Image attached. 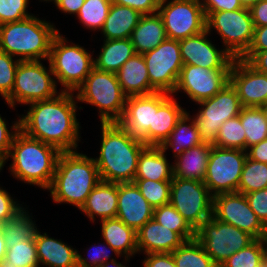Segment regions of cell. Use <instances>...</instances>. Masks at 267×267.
I'll return each mask as SVG.
<instances>
[{
  "mask_svg": "<svg viewBox=\"0 0 267 267\" xmlns=\"http://www.w3.org/2000/svg\"><path fill=\"white\" fill-rule=\"evenodd\" d=\"M204 13L234 11L243 8L239 0H200Z\"/></svg>",
  "mask_w": 267,
  "mask_h": 267,
  "instance_id": "cell-51",
  "label": "cell"
},
{
  "mask_svg": "<svg viewBox=\"0 0 267 267\" xmlns=\"http://www.w3.org/2000/svg\"><path fill=\"white\" fill-rule=\"evenodd\" d=\"M212 145L202 143L183 151L175 158L173 176L183 179L204 181Z\"/></svg>",
  "mask_w": 267,
  "mask_h": 267,
  "instance_id": "cell-29",
  "label": "cell"
},
{
  "mask_svg": "<svg viewBox=\"0 0 267 267\" xmlns=\"http://www.w3.org/2000/svg\"><path fill=\"white\" fill-rule=\"evenodd\" d=\"M195 238L218 267L231 255L255 240L249 233L221 222L213 216L196 229Z\"/></svg>",
  "mask_w": 267,
  "mask_h": 267,
  "instance_id": "cell-11",
  "label": "cell"
},
{
  "mask_svg": "<svg viewBox=\"0 0 267 267\" xmlns=\"http://www.w3.org/2000/svg\"><path fill=\"white\" fill-rule=\"evenodd\" d=\"M246 158L245 150L211 147L203 182L213 197L237 192Z\"/></svg>",
  "mask_w": 267,
  "mask_h": 267,
  "instance_id": "cell-12",
  "label": "cell"
},
{
  "mask_svg": "<svg viewBox=\"0 0 267 267\" xmlns=\"http://www.w3.org/2000/svg\"><path fill=\"white\" fill-rule=\"evenodd\" d=\"M4 160L0 157V171L3 170Z\"/></svg>",
  "mask_w": 267,
  "mask_h": 267,
  "instance_id": "cell-63",
  "label": "cell"
},
{
  "mask_svg": "<svg viewBox=\"0 0 267 267\" xmlns=\"http://www.w3.org/2000/svg\"><path fill=\"white\" fill-rule=\"evenodd\" d=\"M39 264L48 267H78L77 251L61 240L41 234L38 230L35 237Z\"/></svg>",
  "mask_w": 267,
  "mask_h": 267,
  "instance_id": "cell-26",
  "label": "cell"
},
{
  "mask_svg": "<svg viewBox=\"0 0 267 267\" xmlns=\"http://www.w3.org/2000/svg\"><path fill=\"white\" fill-rule=\"evenodd\" d=\"M154 93L127 97L122 118L118 124L131 136L149 146V127H153Z\"/></svg>",
  "mask_w": 267,
  "mask_h": 267,
  "instance_id": "cell-20",
  "label": "cell"
},
{
  "mask_svg": "<svg viewBox=\"0 0 267 267\" xmlns=\"http://www.w3.org/2000/svg\"><path fill=\"white\" fill-rule=\"evenodd\" d=\"M20 60L0 50V95L7 99L13 90L15 73Z\"/></svg>",
  "mask_w": 267,
  "mask_h": 267,
  "instance_id": "cell-44",
  "label": "cell"
},
{
  "mask_svg": "<svg viewBox=\"0 0 267 267\" xmlns=\"http://www.w3.org/2000/svg\"><path fill=\"white\" fill-rule=\"evenodd\" d=\"M111 5V0H85L76 16L87 29L100 31L105 24Z\"/></svg>",
  "mask_w": 267,
  "mask_h": 267,
  "instance_id": "cell-41",
  "label": "cell"
},
{
  "mask_svg": "<svg viewBox=\"0 0 267 267\" xmlns=\"http://www.w3.org/2000/svg\"><path fill=\"white\" fill-rule=\"evenodd\" d=\"M100 181L93 158L77 151L61 152L48 190L55 203L72 204L80 210Z\"/></svg>",
  "mask_w": 267,
  "mask_h": 267,
  "instance_id": "cell-3",
  "label": "cell"
},
{
  "mask_svg": "<svg viewBox=\"0 0 267 267\" xmlns=\"http://www.w3.org/2000/svg\"><path fill=\"white\" fill-rule=\"evenodd\" d=\"M118 206V183L100 181L88 195L80 211L93 223L96 216L100 220L116 218Z\"/></svg>",
  "mask_w": 267,
  "mask_h": 267,
  "instance_id": "cell-24",
  "label": "cell"
},
{
  "mask_svg": "<svg viewBox=\"0 0 267 267\" xmlns=\"http://www.w3.org/2000/svg\"><path fill=\"white\" fill-rule=\"evenodd\" d=\"M28 213V210L23 208L13 218L3 222L2 232L5 237L6 248L11 243L35 239L38 229L35 221L31 219L32 216Z\"/></svg>",
  "mask_w": 267,
  "mask_h": 267,
  "instance_id": "cell-34",
  "label": "cell"
},
{
  "mask_svg": "<svg viewBox=\"0 0 267 267\" xmlns=\"http://www.w3.org/2000/svg\"><path fill=\"white\" fill-rule=\"evenodd\" d=\"M150 85L157 92L174 94L183 67L178 40L167 38L155 49L143 54Z\"/></svg>",
  "mask_w": 267,
  "mask_h": 267,
  "instance_id": "cell-15",
  "label": "cell"
},
{
  "mask_svg": "<svg viewBox=\"0 0 267 267\" xmlns=\"http://www.w3.org/2000/svg\"><path fill=\"white\" fill-rule=\"evenodd\" d=\"M185 111L172 94L154 92V119L153 127H149V146H160Z\"/></svg>",
  "mask_w": 267,
  "mask_h": 267,
  "instance_id": "cell-22",
  "label": "cell"
},
{
  "mask_svg": "<svg viewBox=\"0 0 267 267\" xmlns=\"http://www.w3.org/2000/svg\"><path fill=\"white\" fill-rule=\"evenodd\" d=\"M172 256L176 267H218L196 238L185 241Z\"/></svg>",
  "mask_w": 267,
  "mask_h": 267,
  "instance_id": "cell-35",
  "label": "cell"
},
{
  "mask_svg": "<svg viewBox=\"0 0 267 267\" xmlns=\"http://www.w3.org/2000/svg\"><path fill=\"white\" fill-rule=\"evenodd\" d=\"M75 99L74 92L61 91L55 98L27 104L29 111L19 116V130L60 152L77 151L81 127L76 118Z\"/></svg>",
  "mask_w": 267,
  "mask_h": 267,
  "instance_id": "cell-1",
  "label": "cell"
},
{
  "mask_svg": "<svg viewBox=\"0 0 267 267\" xmlns=\"http://www.w3.org/2000/svg\"><path fill=\"white\" fill-rule=\"evenodd\" d=\"M124 94L129 96L148 95L157 92L151 85L143 54H135L116 73Z\"/></svg>",
  "mask_w": 267,
  "mask_h": 267,
  "instance_id": "cell-25",
  "label": "cell"
},
{
  "mask_svg": "<svg viewBox=\"0 0 267 267\" xmlns=\"http://www.w3.org/2000/svg\"><path fill=\"white\" fill-rule=\"evenodd\" d=\"M22 207L11 195L2 187H0V221L5 222L8 219L13 218Z\"/></svg>",
  "mask_w": 267,
  "mask_h": 267,
  "instance_id": "cell-49",
  "label": "cell"
},
{
  "mask_svg": "<svg viewBox=\"0 0 267 267\" xmlns=\"http://www.w3.org/2000/svg\"><path fill=\"white\" fill-rule=\"evenodd\" d=\"M266 257L264 238L255 239L247 247L231 255L220 267H258Z\"/></svg>",
  "mask_w": 267,
  "mask_h": 267,
  "instance_id": "cell-40",
  "label": "cell"
},
{
  "mask_svg": "<svg viewBox=\"0 0 267 267\" xmlns=\"http://www.w3.org/2000/svg\"><path fill=\"white\" fill-rule=\"evenodd\" d=\"M243 8L251 9L260 0H239Z\"/></svg>",
  "mask_w": 267,
  "mask_h": 267,
  "instance_id": "cell-60",
  "label": "cell"
},
{
  "mask_svg": "<svg viewBox=\"0 0 267 267\" xmlns=\"http://www.w3.org/2000/svg\"><path fill=\"white\" fill-rule=\"evenodd\" d=\"M104 245H100V246H93V252L91 253L90 251L87 250V254L90 255V259L87 258H83L82 255L79 253V251H77V266L78 267H100L103 263L109 261L110 259V254H108V250L107 248H109V250H111L112 252H114V254L117 257H120L121 255L112 247H110L106 242H104ZM108 246V247H107ZM92 247L89 248V250Z\"/></svg>",
  "mask_w": 267,
  "mask_h": 267,
  "instance_id": "cell-46",
  "label": "cell"
},
{
  "mask_svg": "<svg viewBox=\"0 0 267 267\" xmlns=\"http://www.w3.org/2000/svg\"><path fill=\"white\" fill-rule=\"evenodd\" d=\"M53 76L50 63L46 69L41 60L20 61L12 93L5 101L15 108L16 103L27 105L55 98L59 93Z\"/></svg>",
  "mask_w": 267,
  "mask_h": 267,
  "instance_id": "cell-8",
  "label": "cell"
},
{
  "mask_svg": "<svg viewBox=\"0 0 267 267\" xmlns=\"http://www.w3.org/2000/svg\"><path fill=\"white\" fill-rule=\"evenodd\" d=\"M133 182L153 208L170 203L171 181L134 179Z\"/></svg>",
  "mask_w": 267,
  "mask_h": 267,
  "instance_id": "cell-43",
  "label": "cell"
},
{
  "mask_svg": "<svg viewBox=\"0 0 267 267\" xmlns=\"http://www.w3.org/2000/svg\"><path fill=\"white\" fill-rule=\"evenodd\" d=\"M18 131L19 119L13 123L11 130H8L6 119H3L0 115V157L4 160V163H6L13 138Z\"/></svg>",
  "mask_w": 267,
  "mask_h": 267,
  "instance_id": "cell-48",
  "label": "cell"
},
{
  "mask_svg": "<svg viewBox=\"0 0 267 267\" xmlns=\"http://www.w3.org/2000/svg\"><path fill=\"white\" fill-rule=\"evenodd\" d=\"M100 124V154L98 158H93L100 179L112 183L133 182L139 155L147 145L141 139L131 136L118 122Z\"/></svg>",
  "mask_w": 267,
  "mask_h": 267,
  "instance_id": "cell-2",
  "label": "cell"
},
{
  "mask_svg": "<svg viewBox=\"0 0 267 267\" xmlns=\"http://www.w3.org/2000/svg\"><path fill=\"white\" fill-rule=\"evenodd\" d=\"M160 146H146L139 155L135 179L172 181L173 164Z\"/></svg>",
  "mask_w": 267,
  "mask_h": 267,
  "instance_id": "cell-30",
  "label": "cell"
},
{
  "mask_svg": "<svg viewBox=\"0 0 267 267\" xmlns=\"http://www.w3.org/2000/svg\"><path fill=\"white\" fill-rule=\"evenodd\" d=\"M256 71L267 74V50L265 51H247L242 57Z\"/></svg>",
  "mask_w": 267,
  "mask_h": 267,
  "instance_id": "cell-52",
  "label": "cell"
},
{
  "mask_svg": "<svg viewBox=\"0 0 267 267\" xmlns=\"http://www.w3.org/2000/svg\"><path fill=\"white\" fill-rule=\"evenodd\" d=\"M144 267H176L172 253L145 254Z\"/></svg>",
  "mask_w": 267,
  "mask_h": 267,
  "instance_id": "cell-53",
  "label": "cell"
},
{
  "mask_svg": "<svg viewBox=\"0 0 267 267\" xmlns=\"http://www.w3.org/2000/svg\"><path fill=\"white\" fill-rule=\"evenodd\" d=\"M250 12L254 28L267 26V0H260L250 9Z\"/></svg>",
  "mask_w": 267,
  "mask_h": 267,
  "instance_id": "cell-54",
  "label": "cell"
},
{
  "mask_svg": "<svg viewBox=\"0 0 267 267\" xmlns=\"http://www.w3.org/2000/svg\"><path fill=\"white\" fill-rule=\"evenodd\" d=\"M246 152L249 159L267 164V139L249 147Z\"/></svg>",
  "mask_w": 267,
  "mask_h": 267,
  "instance_id": "cell-56",
  "label": "cell"
},
{
  "mask_svg": "<svg viewBox=\"0 0 267 267\" xmlns=\"http://www.w3.org/2000/svg\"><path fill=\"white\" fill-rule=\"evenodd\" d=\"M206 29H216L223 40L225 50L234 58H241L250 48L254 37V24L250 9L208 12Z\"/></svg>",
  "mask_w": 267,
  "mask_h": 267,
  "instance_id": "cell-10",
  "label": "cell"
},
{
  "mask_svg": "<svg viewBox=\"0 0 267 267\" xmlns=\"http://www.w3.org/2000/svg\"><path fill=\"white\" fill-rule=\"evenodd\" d=\"M249 207L267 226V188L245 194Z\"/></svg>",
  "mask_w": 267,
  "mask_h": 267,
  "instance_id": "cell-47",
  "label": "cell"
},
{
  "mask_svg": "<svg viewBox=\"0 0 267 267\" xmlns=\"http://www.w3.org/2000/svg\"><path fill=\"white\" fill-rule=\"evenodd\" d=\"M267 50V26L255 27L254 37L248 51Z\"/></svg>",
  "mask_w": 267,
  "mask_h": 267,
  "instance_id": "cell-55",
  "label": "cell"
},
{
  "mask_svg": "<svg viewBox=\"0 0 267 267\" xmlns=\"http://www.w3.org/2000/svg\"><path fill=\"white\" fill-rule=\"evenodd\" d=\"M103 43L99 55L94 58V67L98 70L117 73L136 54L130 38L104 39Z\"/></svg>",
  "mask_w": 267,
  "mask_h": 267,
  "instance_id": "cell-32",
  "label": "cell"
},
{
  "mask_svg": "<svg viewBox=\"0 0 267 267\" xmlns=\"http://www.w3.org/2000/svg\"><path fill=\"white\" fill-rule=\"evenodd\" d=\"M60 153L56 147L31 138L19 130L13 138L6 160L12 158L9 172L14 178L48 190Z\"/></svg>",
  "mask_w": 267,
  "mask_h": 267,
  "instance_id": "cell-4",
  "label": "cell"
},
{
  "mask_svg": "<svg viewBox=\"0 0 267 267\" xmlns=\"http://www.w3.org/2000/svg\"><path fill=\"white\" fill-rule=\"evenodd\" d=\"M153 219L160 225L178 233L185 241L195 239L196 230L183 218L171 203L154 208Z\"/></svg>",
  "mask_w": 267,
  "mask_h": 267,
  "instance_id": "cell-38",
  "label": "cell"
},
{
  "mask_svg": "<svg viewBox=\"0 0 267 267\" xmlns=\"http://www.w3.org/2000/svg\"><path fill=\"white\" fill-rule=\"evenodd\" d=\"M239 117L246 134V150L267 139V122L259 107H243Z\"/></svg>",
  "mask_w": 267,
  "mask_h": 267,
  "instance_id": "cell-37",
  "label": "cell"
},
{
  "mask_svg": "<svg viewBox=\"0 0 267 267\" xmlns=\"http://www.w3.org/2000/svg\"><path fill=\"white\" fill-rule=\"evenodd\" d=\"M264 188H267V164L247 157L237 192L247 194Z\"/></svg>",
  "mask_w": 267,
  "mask_h": 267,
  "instance_id": "cell-39",
  "label": "cell"
},
{
  "mask_svg": "<svg viewBox=\"0 0 267 267\" xmlns=\"http://www.w3.org/2000/svg\"><path fill=\"white\" fill-rule=\"evenodd\" d=\"M3 222L0 221V232L2 231Z\"/></svg>",
  "mask_w": 267,
  "mask_h": 267,
  "instance_id": "cell-65",
  "label": "cell"
},
{
  "mask_svg": "<svg viewBox=\"0 0 267 267\" xmlns=\"http://www.w3.org/2000/svg\"><path fill=\"white\" fill-rule=\"evenodd\" d=\"M138 254L172 253L185 240L176 232L150 219L136 231Z\"/></svg>",
  "mask_w": 267,
  "mask_h": 267,
  "instance_id": "cell-23",
  "label": "cell"
},
{
  "mask_svg": "<svg viewBox=\"0 0 267 267\" xmlns=\"http://www.w3.org/2000/svg\"><path fill=\"white\" fill-rule=\"evenodd\" d=\"M212 216L249 233L255 239L265 237L266 226L249 207L245 194L233 192L215 195Z\"/></svg>",
  "mask_w": 267,
  "mask_h": 267,
  "instance_id": "cell-16",
  "label": "cell"
},
{
  "mask_svg": "<svg viewBox=\"0 0 267 267\" xmlns=\"http://www.w3.org/2000/svg\"><path fill=\"white\" fill-rule=\"evenodd\" d=\"M208 34L211 33L206 29L198 35L179 40L183 64L208 69H230L234 57L225 49L215 47L208 39Z\"/></svg>",
  "mask_w": 267,
  "mask_h": 267,
  "instance_id": "cell-18",
  "label": "cell"
},
{
  "mask_svg": "<svg viewBox=\"0 0 267 267\" xmlns=\"http://www.w3.org/2000/svg\"><path fill=\"white\" fill-rule=\"evenodd\" d=\"M41 1H44V2H45V1H46V2H48V1L52 2V1H53V2H55L56 0H41Z\"/></svg>",
  "mask_w": 267,
  "mask_h": 267,
  "instance_id": "cell-66",
  "label": "cell"
},
{
  "mask_svg": "<svg viewBox=\"0 0 267 267\" xmlns=\"http://www.w3.org/2000/svg\"><path fill=\"white\" fill-rule=\"evenodd\" d=\"M100 267H126V265L116 262L115 258H112L109 261L103 263Z\"/></svg>",
  "mask_w": 267,
  "mask_h": 267,
  "instance_id": "cell-59",
  "label": "cell"
},
{
  "mask_svg": "<svg viewBox=\"0 0 267 267\" xmlns=\"http://www.w3.org/2000/svg\"><path fill=\"white\" fill-rule=\"evenodd\" d=\"M28 4L29 0H0V25L31 17Z\"/></svg>",
  "mask_w": 267,
  "mask_h": 267,
  "instance_id": "cell-45",
  "label": "cell"
},
{
  "mask_svg": "<svg viewBox=\"0 0 267 267\" xmlns=\"http://www.w3.org/2000/svg\"><path fill=\"white\" fill-rule=\"evenodd\" d=\"M229 72L184 64L174 93L183 91L196 103L211 98L229 83Z\"/></svg>",
  "mask_w": 267,
  "mask_h": 267,
  "instance_id": "cell-17",
  "label": "cell"
},
{
  "mask_svg": "<svg viewBox=\"0 0 267 267\" xmlns=\"http://www.w3.org/2000/svg\"><path fill=\"white\" fill-rule=\"evenodd\" d=\"M170 203L195 230L212 217L213 196L203 181L173 177Z\"/></svg>",
  "mask_w": 267,
  "mask_h": 267,
  "instance_id": "cell-13",
  "label": "cell"
},
{
  "mask_svg": "<svg viewBox=\"0 0 267 267\" xmlns=\"http://www.w3.org/2000/svg\"><path fill=\"white\" fill-rule=\"evenodd\" d=\"M142 14L128 6L112 3L101 33L106 40L130 38Z\"/></svg>",
  "mask_w": 267,
  "mask_h": 267,
  "instance_id": "cell-31",
  "label": "cell"
},
{
  "mask_svg": "<svg viewBox=\"0 0 267 267\" xmlns=\"http://www.w3.org/2000/svg\"><path fill=\"white\" fill-rule=\"evenodd\" d=\"M84 2L85 0H56L54 3L57 9L64 13L77 15Z\"/></svg>",
  "mask_w": 267,
  "mask_h": 267,
  "instance_id": "cell-57",
  "label": "cell"
},
{
  "mask_svg": "<svg viewBox=\"0 0 267 267\" xmlns=\"http://www.w3.org/2000/svg\"><path fill=\"white\" fill-rule=\"evenodd\" d=\"M6 243H5V237L3 235V232H0V261L5 257L6 255Z\"/></svg>",
  "mask_w": 267,
  "mask_h": 267,
  "instance_id": "cell-58",
  "label": "cell"
},
{
  "mask_svg": "<svg viewBox=\"0 0 267 267\" xmlns=\"http://www.w3.org/2000/svg\"><path fill=\"white\" fill-rule=\"evenodd\" d=\"M259 108L261 109V111H262V113H263V115H264V118H265V120H266V122H267V103L264 104V105H262V106L259 107Z\"/></svg>",
  "mask_w": 267,
  "mask_h": 267,
  "instance_id": "cell-61",
  "label": "cell"
},
{
  "mask_svg": "<svg viewBox=\"0 0 267 267\" xmlns=\"http://www.w3.org/2000/svg\"><path fill=\"white\" fill-rule=\"evenodd\" d=\"M58 32L53 24L34 15L5 23L0 25V50L12 57L19 56L20 61L48 60Z\"/></svg>",
  "mask_w": 267,
  "mask_h": 267,
  "instance_id": "cell-5",
  "label": "cell"
},
{
  "mask_svg": "<svg viewBox=\"0 0 267 267\" xmlns=\"http://www.w3.org/2000/svg\"><path fill=\"white\" fill-rule=\"evenodd\" d=\"M76 92L77 102L97 107L101 123L118 122L122 118L127 96L116 73L94 67Z\"/></svg>",
  "mask_w": 267,
  "mask_h": 267,
  "instance_id": "cell-6",
  "label": "cell"
},
{
  "mask_svg": "<svg viewBox=\"0 0 267 267\" xmlns=\"http://www.w3.org/2000/svg\"><path fill=\"white\" fill-rule=\"evenodd\" d=\"M102 238L110 247L115 249L125 261L138 253L136 231L118 218L101 221Z\"/></svg>",
  "mask_w": 267,
  "mask_h": 267,
  "instance_id": "cell-28",
  "label": "cell"
},
{
  "mask_svg": "<svg viewBox=\"0 0 267 267\" xmlns=\"http://www.w3.org/2000/svg\"><path fill=\"white\" fill-rule=\"evenodd\" d=\"M229 82L236 89L243 107H261L267 103V74L256 71L241 58H234Z\"/></svg>",
  "mask_w": 267,
  "mask_h": 267,
  "instance_id": "cell-19",
  "label": "cell"
},
{
  "mask_svg": "<svg viewBox=\"0 0 267 267\" xmlns=\"http://www.w3.org/2000/svg\"><path fill=\"white\" fill-rule=\"evenodd\" d=\"M153 209L134 182L118 183L116 218L138 231L153 218Z\"/></svg>",
  "mask_w": 267,
  "mask_h": 267,
  "instance_id": "cell-21",
  "label": "cell"
},
{
  "mask_svg": "<svg viewBox=\"0 0 267 267\" xmlns=\"http://www.w3.org/2000/svg\"><path fill=\"white\" fill-rule=\"evenodd\" d=\"M202 143L193 117L190 116L189 112L185 111L178 119L176 126L170 133L169 137L160 145V147L165 153L168 148H171L174 153L173 157L176 158L183 151L199 146Z\"/></svg>",
  "mask_w": 267,
  "mask_h": 267,
  "instance_id": "cell-33",
  "label": "cell"
},
{
  "mask_svg": "<svg viewBox=\"0 0 267 267\" xmlns=\"http://www.w3.org/2000/svg\"><path fill=\"white\" fill-rule=\"evenodd\" d=\"M213 146L246 151V134L239 116L226 120L221 125Z\"/></svg>",
  "mask_w": 267,
  "mask_h": 267,
  "instance_id": "cell-42",
  "label": "cell"
},
{
  "mask_svg": "<svg viewBox=\"0 0 267 267\" xmlns=\"http://www.w3.org/2000/svg\"><path fill=\"white\" fill-rule=\"evenodd\" d=\"M114 4L128 6L142 15L158 13L160 0H111Z\"/></svg>",
  "mask_w": 267,
  "mask_h": 267,
  "instance_id": "cell-50",
  "label": "cell"
},
{
  "mask_svg": "<svg viewBox=\"0 0 267 267\" xmlns=\"http://www.w3.org/2000/svg\"><path fill=\"white\" fill-rule=\"evenodd\" d=\"M59 32L54 36L48 63L63 92H75L94 68L93 53L78 44L69 45Z\"/></svg>",
  "mask_w": 267,
  "mask_h": 267,
  "instance_id": "cell-7",
  "label": "cell"
},
{
  "mask_svg": "<svg viewBox=\"0 0 267 267\" xmlns=\"http://www.w3.org/2000/svg\"><path fill=\"white\" fill-rule=\"evenodd\" d=\"M200 110L193 117L203 143L214 145L221 125L239 116L243 108L236 89L227 83L213 97L197 102Z\"/></svg>",
  "mask_w": 267,
  "mask_h": 267,
  "instance_id": "cell-9",
  "label": "cell"
},
{
  "mask_svg": "<svg viewBox=\"0 0 267 267\" xmlns=\"http://www.w3.org/2000/svg\"><path fill=\"white\" fill-rule=\"evenodd\" d=\"M35 239L11 243L0 267H39Z\"/></svg>",
  "mask_w": 267,
  "mask_h": 267,
  "instance_id": "cell-36",
  "label": "cell"
},
{
  "mask_svg": "<svg viewBox=\"0 0 267 267\" xmlns=\"http://www.w3.org/2000/svg\"><path fill=\"white\" fill-rule=\"evenodd\" d=\"M167 38L164 22L158 13L142 15L130 37L136 54L155 49Z\"/></svg>",
  "mask_w": 267,
  "mask_h": 267,
  "instance_id": "cell-27",
  "label": "cell"
},
{
  "mask_svg": "<svg viewBox=\"0 0 267 267\" xmlns=\"http://www.w3.org/2000/svg\"><path fill=\"white\" fill-rule=\"evenodd\" d=\"M258 267H267V257L263 260V262Z\"/></svg>",
  "mask_w": 267,
  "mask_h": 267,
  "instance_id": "cell-62",
  "label": "cell"
},
{
  "mask_svg": "<svg viewBox=\"0 0 267 267\" xmlns=\"http://www.w3.org/2000/svg\"><path fill=\"white\" fill-rule=\"evenodd\" d=\"M264 240H265V243L267 245V226H266V234H265Z\"/></svg>",
  "mask_w": 267,
  "mask_h": 267,
  "instance_id": "cell-64",
  "label": "cell"
},
{
  "mask_svg": "<svg viewBox=\"0 0 267 267\" xmlns=\"http://www.w3.org/2000/svg\"><path fill=\"white\" fill-rule=\"evenodd\" d=\"M158 14L169 39L179 41L206 30V16L200 0H160Z\"/></svg>",
  "mask_w": 267,
  "mask_h": 267,
  "instance_id": "cell-14",
  "label": "cell"
}]
</instances>
